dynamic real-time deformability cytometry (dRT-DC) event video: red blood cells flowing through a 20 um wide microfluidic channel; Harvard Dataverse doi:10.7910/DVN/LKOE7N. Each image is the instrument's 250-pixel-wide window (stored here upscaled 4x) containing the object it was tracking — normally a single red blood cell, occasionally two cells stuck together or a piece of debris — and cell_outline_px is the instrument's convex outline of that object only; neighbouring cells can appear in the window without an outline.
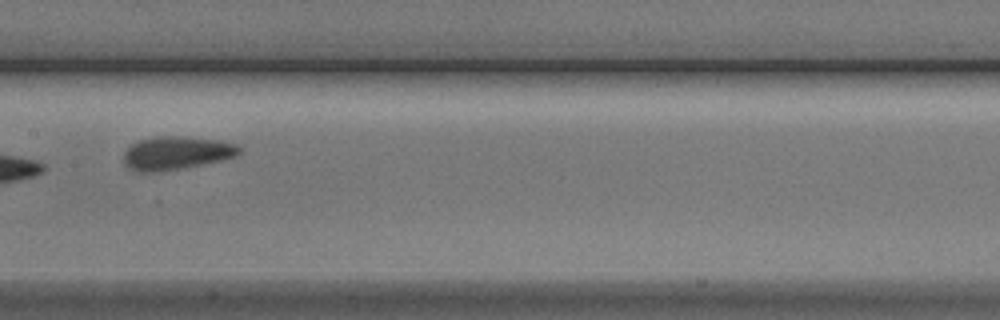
{"species": "Egyptian fruit bat (a non-hibernating species)", "species_latin": "Rousettus aegyptiacus", "temperature_condition": "cold", "stored_images_in_passage": 8, "camera_frame_rate_fps": 3000, "um_per_image_px": 0.085, "animal": {"sex": "male"}, "frame": {"image": 1, "passage_image": 6, "time_ms": 6.0, "image_size_px": [1000, 320], "cell_outline_px": [[240, 152], [236, 156], [224, 160], [184, 168], [160, 172], [136, 172], [128, 168], [124, 164], [124, 152], [132, 144], [140, 140], [160, 136], [184, 136], [220, 140], [236, 144], [240, 148]], "centroid_in_image_um": [14.99, 13.02], "position_along_channel_um": 192.4, "area_um2": 22.66}}
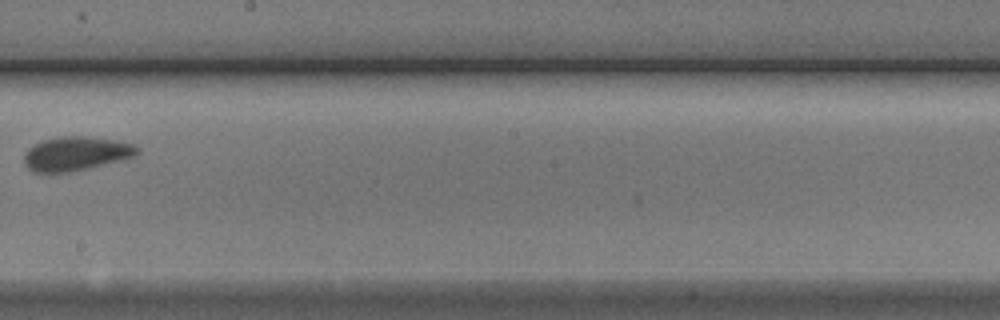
{"frame": {"image": 2, "passage_image": 7, "time_ms": 7.333, "image_size_px": [1000, 320], "cell_outline_px": [[140, 152], [136, 156], [88, 168], [68, 172], [36, 172], [28, 168], [24, 160], [24, 156], [36, 144], [44, 140], [60, 136], [84, 136], [116, 140], [136, 144], [140, 148]], "centroid_in_image_um": [6.55, 13.05], "position_along_channel_um": 241.7, "area_um2": 22.14}}
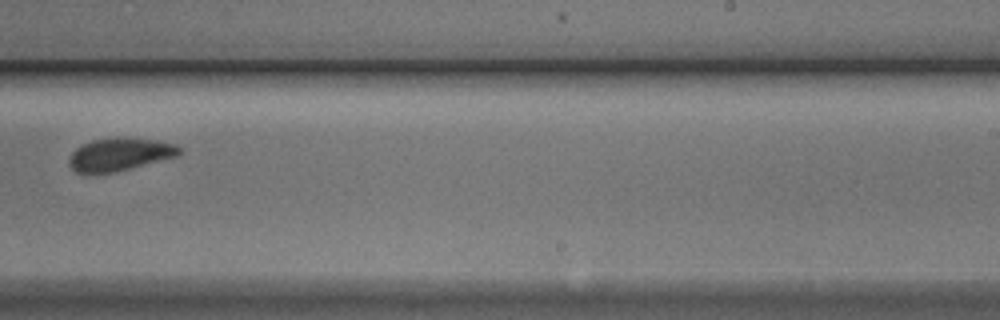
{"frame": {"image": 3, "passage_image": 8, "time_ms": 8.333, "image_size_px": [1000, 320], "cell_outline_px": [[184, 152], [176, 156], [116, 172], [76, 172], [68, 164], [68, 156], [80, 144], [92, 140], [156, 140], [176, 144], [184, 148]], "centroid_in_image_um": [10.19, 13.15], "position_along_channel_um": 278.8, "area_um2": 20.4}}